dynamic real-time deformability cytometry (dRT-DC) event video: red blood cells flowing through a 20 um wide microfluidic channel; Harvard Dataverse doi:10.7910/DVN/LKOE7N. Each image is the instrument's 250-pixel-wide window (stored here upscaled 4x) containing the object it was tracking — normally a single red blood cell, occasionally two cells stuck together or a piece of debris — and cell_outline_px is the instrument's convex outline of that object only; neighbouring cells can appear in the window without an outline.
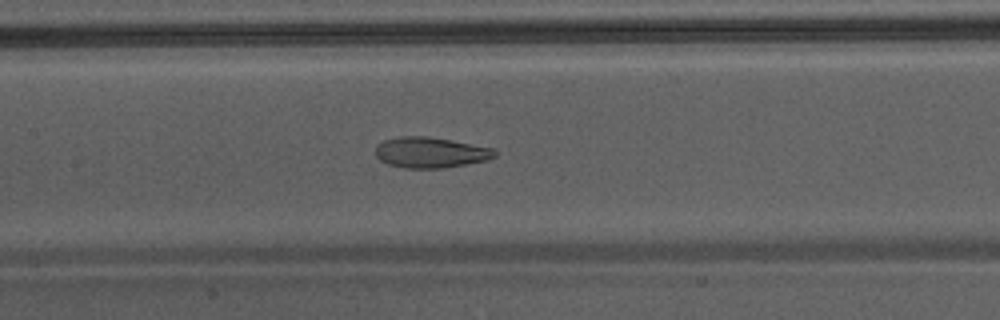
{"species": "Egyptian fruit bat (a non-hibernating species)", "species_latin": "Rousettus aegyptiacus", "temperature_condition": "warm", "stored_images_in_passage": 50, "camera_frame_rate_fps": 3000, "um_per_image_px": 0.085, "animal": {"sex": "male"}, "frame": {"image": 1, "passage_image": 26, "time_ms": 8.333, "image_size_px": [1000, 320], "cell_outline_px": [[496, 156], [488, 160], [444, 168], [404, 168], [388, 164], [380, 160], [376, 156], [376, 148], [384, 140], [404, 136], [428, 136], [496, 148]], "centroid_in_image_um": [36.64, 12.96], "position_along_channel_um": 170.8, "area_um2": 21.33}}
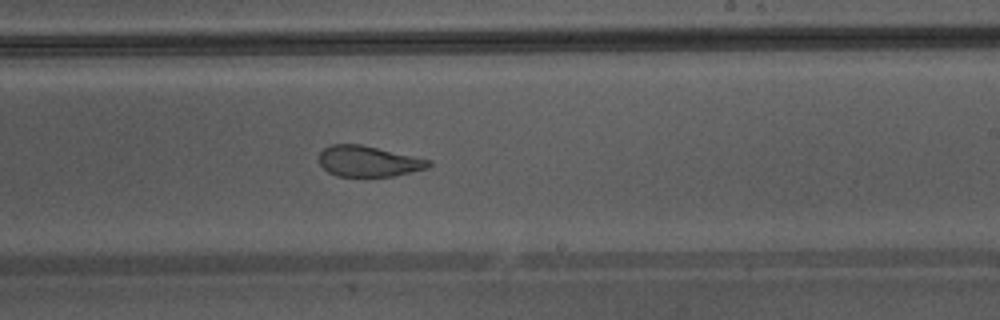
{"frame": {"image": 2, "passage_image": 32, "time_ms": 10.333, "image_size_px": [1000, 320], "cell_outline_px": [[432, 164], [428, 168], [396, 176], [336, 176], [328, 172], [320, 164], [320, 152], [324, 148], [332, 144], [360, 144], [432, 160]], "centroid_in_image_um": [31.34, 13.71], "position_along_channel_um": 257.7, "area_um2": 19.65}}
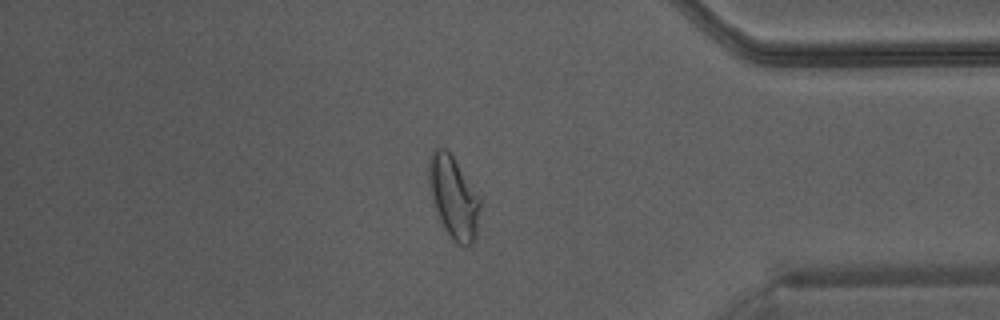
{"frame": {"image": 3, "passage_image": 43, "time_ms": 14.0, "image_size_px": [1000, 320], "cell_outline_px": [[480, 208], [476, 232], [472, 244], [456, 244], [452, 240], [436, 216], [432, 200], [428, 180], [428, 160], [432, 152], [436, 148], [444, 148], [452, 156], [480, 196]], "centroid_in_image_um": [38.53, 16.78], "position_along_channel_um": 396.7, "area_um2": 24.51}, "authors_computed_cell_mechanics": {"area_um2": 25.6343, "velocity_mm_per_s": 4.3624, "shape_relaxation_time_tau1_ms": null, "shape_relaxation_time_tau2_ms": 1.6789, "deformation_change_tau1": null, "deformation_change_tau2": 0.0917}}